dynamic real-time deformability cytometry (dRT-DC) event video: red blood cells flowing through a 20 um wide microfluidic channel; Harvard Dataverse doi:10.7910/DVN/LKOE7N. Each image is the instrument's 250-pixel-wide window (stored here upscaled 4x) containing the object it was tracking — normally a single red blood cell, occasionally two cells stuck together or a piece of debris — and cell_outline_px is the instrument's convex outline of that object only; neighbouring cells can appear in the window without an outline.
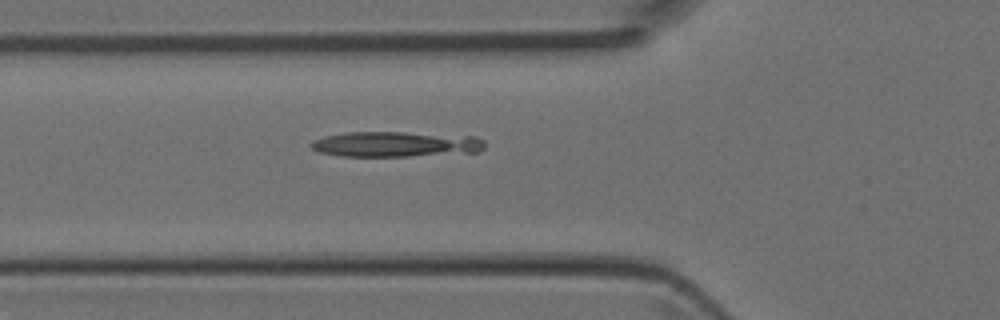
{"species": "Egyptian fruit bat (a non-hibernating species)", "species_latin": "Rousettus aegyptiacus", "temperature_condition": "room temperature", "stored_images_in_passage": 5, "camera_frame_rate_fps": 3000, "um_per_image_px": 0.085, "animal": {"sex": "female"}, "frame": {"image": 1, "passage_image": 4, "time_ms": 1.0, "image_size_px": [1000, 320], "cell_outline_px": [[484, 148], [480, 152], [408, 156], [340, 156], [320, 152], [312, 148], [308, 144], [312, 140], [324, 136], [344, 132], [404, 132], [476, 136], [484, 140]], "centroid_in_image_um": [33.64, 12.25], "position_along_channel_um": 92.2, "area_um2": 25.89}}